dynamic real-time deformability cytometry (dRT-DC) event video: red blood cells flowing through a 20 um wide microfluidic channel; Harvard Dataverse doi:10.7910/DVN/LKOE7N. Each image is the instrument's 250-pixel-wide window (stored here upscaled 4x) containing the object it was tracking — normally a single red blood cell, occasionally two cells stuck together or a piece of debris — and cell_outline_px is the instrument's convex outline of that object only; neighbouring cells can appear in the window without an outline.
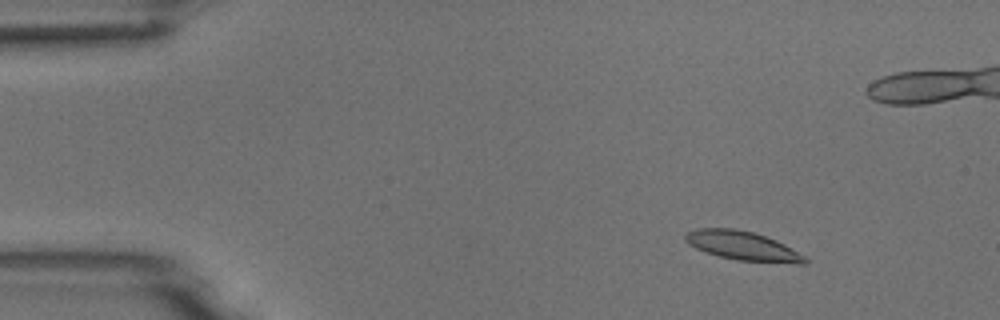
{"species": "common noctule bat (a hibernating species)", "species_latin": "Nyctalus noctula", "temperature_condition": "room temperature", "stored_images_in_passage": 8, "camera_frame_rate_fps": 3000, "um_per_image_px": 0.085, "animal": {"sex": "male", "body_mass_g": 18.8}, "frame": {"image": 1, "passage_image": 2, "time_ms": 1.333, "image_size_px": [1000, 320], "cell_outline_px": [[808, 264], [796, 264], [736, 260], [704, 252], [688, 244], [684, 240], [684, 236], [688, 232], [696, 228], [732, 228], [752, 232], [776, 240], [784, 244], [804, 256], [808, 260]], "centroid_in_image_um": [63.12, 20.9], "position_along_channel_um": 21.9, "area_um2": 20.23}}